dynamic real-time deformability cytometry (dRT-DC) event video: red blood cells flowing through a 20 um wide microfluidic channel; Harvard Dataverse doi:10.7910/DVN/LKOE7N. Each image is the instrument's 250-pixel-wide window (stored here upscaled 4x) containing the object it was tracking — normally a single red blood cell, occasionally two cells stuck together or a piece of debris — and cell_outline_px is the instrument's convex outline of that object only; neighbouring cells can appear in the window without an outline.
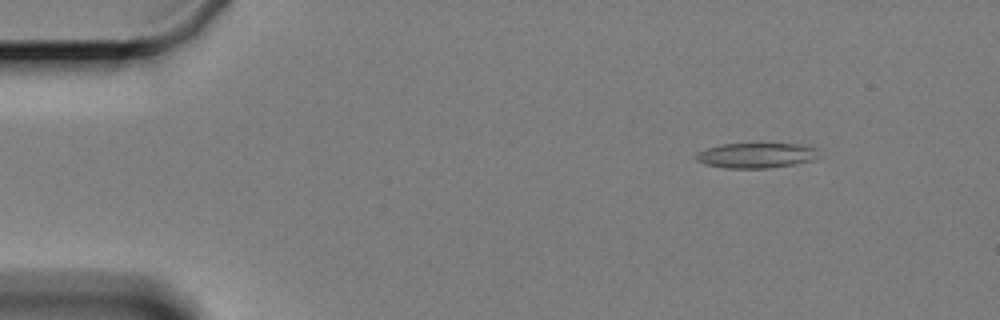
{"species": "Egyptian fruit bat (a non-hibernating species)", "species_latin": "Rousettus aegyptiacus", "temperature_condition": "cold", "stored_images_in_passage": 4, "camera_frame_rate_fps": 3000, "um_per_image_px": 0.085, "animal": {"sex": "female"}, "frame": {"image": 1, "passage_image": 1, "time_ms": 0.0, "image_size_px": [1000, 320], "cell_outline_px": [[816, 156], [812, 160], [796, 164], [768, 168], [728, 168], [704, 164], [696, 160], [696, 152], [704, 148], [720, 144], [800, 144], [816, 148]], "centroid_in_image_um": [64.21, 13.21], "position_along_channel_um": 20.8, "area_um2": 17.92}}
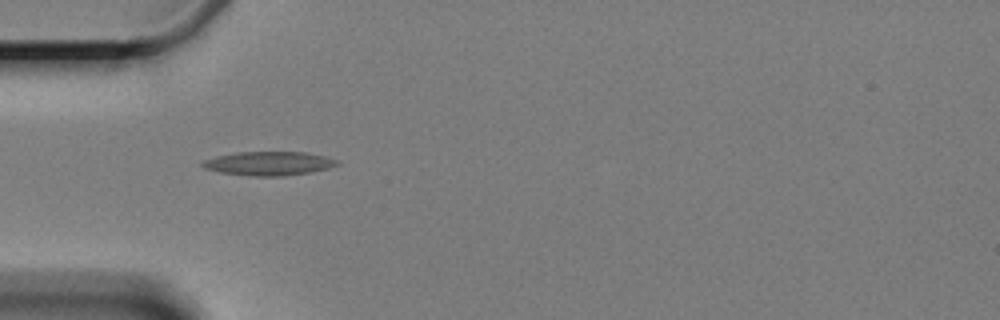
{"frame": {"image": 2, "passage_image": 4, "time_ms": 3.667, "image_size_px": [1000, 320], "cell_outline_px": [[340, 164], [328, 168], [308, 172], [280, 176], [252, 176], [220, 172], [204, 168], [200, 164], [204, 160], [216, 156], [240, 152], [304, 152], [324, 156], [340, 160]], "centroid_in_image_um": [22.85, 13.89], "position_along_channel_um": 62.1, "area_um2": 18.55}}